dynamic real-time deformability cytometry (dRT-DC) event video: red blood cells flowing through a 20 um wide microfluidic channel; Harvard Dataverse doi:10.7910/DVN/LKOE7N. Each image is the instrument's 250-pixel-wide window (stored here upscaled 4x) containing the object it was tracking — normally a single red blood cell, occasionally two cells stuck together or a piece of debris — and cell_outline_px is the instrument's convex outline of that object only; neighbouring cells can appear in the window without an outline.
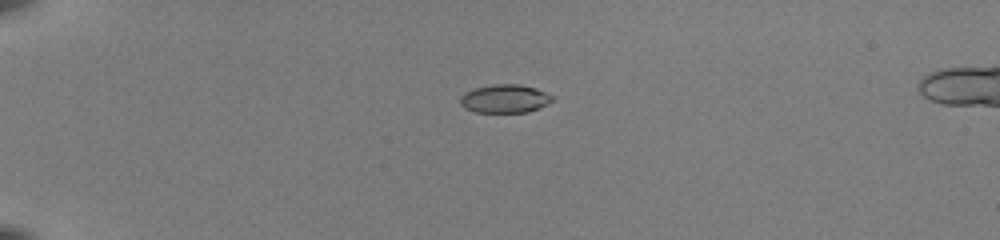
{"species": "common noctule bat (a hibernating species)", "species_latin": "Nyctalus noctula", "temperature_condition": "room temperature", "stored_images_in_passage": 40, "camera_frame_rate_fps": 3000, "um_per_image_px": 0.085, "animal": {"sex": "female", "body_mass_g": 22.0, "forearm_length_mm": 56.7}, "frame": {"image": 1, "passage_image": 2, "time_ms": 0.333, "image_size_px": [1000, 240], "cell_outline_px": [[556, 96], [548, 104], [528, 112], [476, 112], [464, 108], [460, 104], [460, 96], [464, 92], [476, 88], [492, 84], [520, 84], [536, 88]], "centroid_in_image_um": [42.92, 8.38], "position_along_channel_um": 42.1, "area_um2": 15.37}}
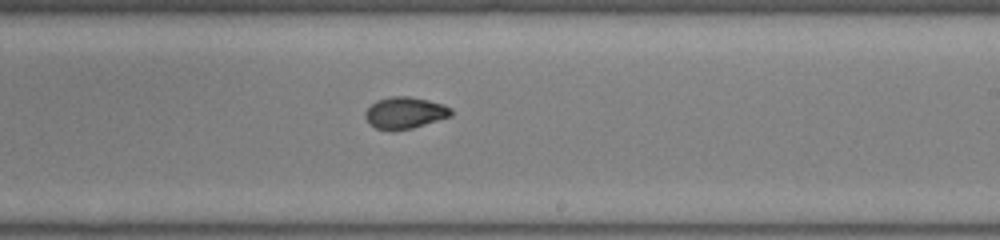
{"frame": {"image": 2, "passage_image": 22, "time_ms": 7.0, "image_size_px": [1000, 240], "cell_outline_px": [[452, 116], [412, 128], [392, 132], [376, 128], [364, 116], [364, 112], [376, 100], [392, 96], [408, 96], [428, 100], [444, 104], [452, 108]], "centroid_in_image_um": [34.43, 9.59], "position_along_channel_um": 254.6, "area_um2": 15.95}}
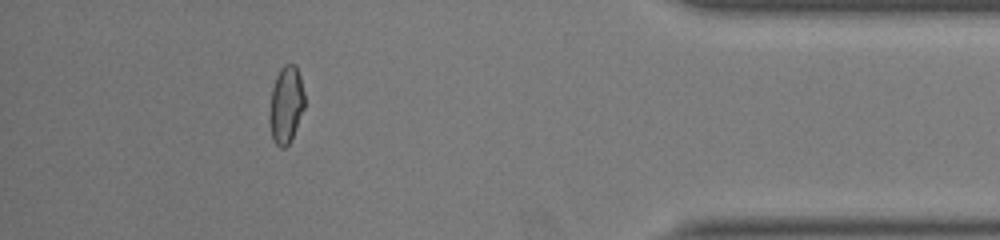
{"frame": {"image": 3, "passage_image": 36, "time_ms": 11.667, "image_size_px": [1000, 240], "cell_outline_px": [[304, 108], [292, 136], [288, 144], [284, 148], [280, 148], [276, 144], [272, 136], [268, 120], [268, 116], [272, 88], [276, 76], [280, 68], [284, 64], [296, 64], [300, 76], [304, 92]], "centroid_in_image_um": [24.29, 8.87], "position_along_channel_um": 410.9, "area_um2": 15.78}, "authors_computed_cell_mechanics": {"area_um2": 15.7794, "velocity_mm_per_s": 4.0229, "shape_relaxation_time_tau1_ms": null, "shape_relaxation_time_tau2_ms": 0.84, "deformation_change_tau1": null, "deformation_change_tau2": 0.0438}}